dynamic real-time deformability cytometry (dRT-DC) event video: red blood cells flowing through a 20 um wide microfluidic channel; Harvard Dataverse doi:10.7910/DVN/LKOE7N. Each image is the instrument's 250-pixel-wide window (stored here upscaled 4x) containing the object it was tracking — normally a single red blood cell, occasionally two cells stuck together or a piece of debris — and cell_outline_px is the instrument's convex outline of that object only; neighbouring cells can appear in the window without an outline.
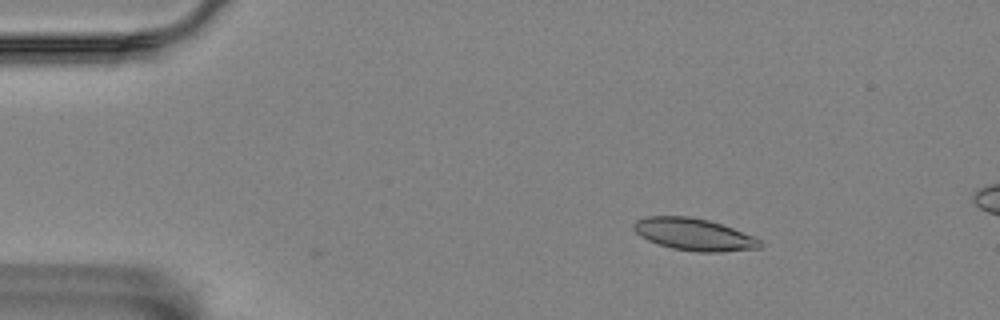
{"species": "Egyptian fruit bat (a non-hibernating species)", "species_latin": "Rousettus aegyptiacus", "temperature_condition": "room temperature", "stored_images_in_passage": 6, "camera_frame_rate_fps": 3000, "um_per_image_px": 0.085, "animal": {"sex": "female"}, "frame": {"image": 1, "passage_image": 6, "time_ms": 1.667, "image_size_px": [1000, 320], "cell_outline_px": [[764, 244], [760, 248], [720, 252], [696, 252], [672, 248], [648, 240], [640, 236], [632, 228], [632, 224], [636, 220], [648, 216], [688, 216], [708, 220], [732, 228], [752, 236], [760, 240]], "centroid_in_image_um": [58.97, 19.92], "position_along_channel_um": 26.0, "area_um2": 23.52}}